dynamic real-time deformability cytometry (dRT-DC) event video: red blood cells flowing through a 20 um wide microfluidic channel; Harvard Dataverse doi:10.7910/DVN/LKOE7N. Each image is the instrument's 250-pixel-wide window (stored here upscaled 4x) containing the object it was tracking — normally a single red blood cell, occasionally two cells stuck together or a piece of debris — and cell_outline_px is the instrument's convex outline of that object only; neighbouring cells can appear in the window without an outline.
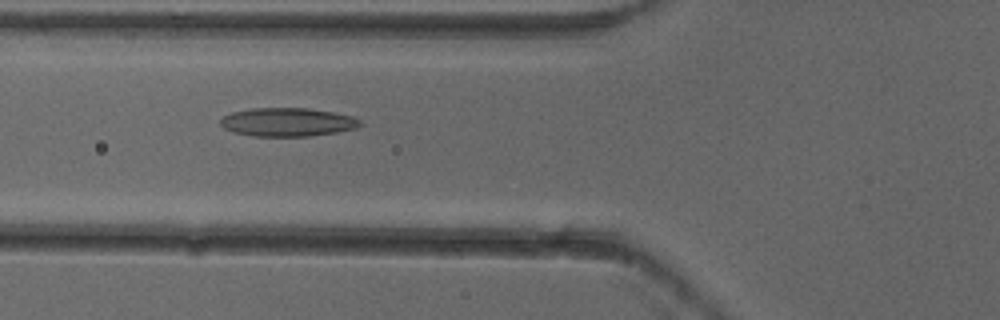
{"species": "common noctule bat (a hibernating species)", "species_latin": "Nyctalus noctula", "temperature_condition": "cold", "stored_images_in_passage": 7, "camera_frame_rate_fps": 3000, "um_per_image_px": 0.085, "animal": {"sex": "female"}, "frame": {"image": 1, "passage_image": 4, "time_ms": 1.0, "image_size_px": [1000, 320], "cell_outline_px": [[364, 124], [356, 128], [336, 132], [308, 136], [252, 136], [232, 132], [224, 128], [220, 124], [220, 120], [224, 116], [232, 112], [252, 108], [308, 108], [332, 112], [352, 116], [360, 120]], "centroid_in_image_um": [24.43, 10.38], "position_along_channel_um": 101.4, "area_um2": 23.24}}
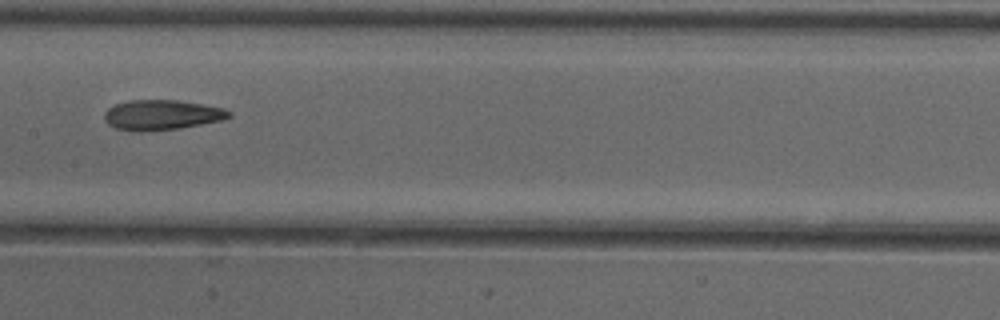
{"frame": {"image": 2, "passage_image": 6, "time_ms": 1.667, "image_size_px": [1000, 320], "cell_outline_px": [[232, 116], [220, 120], [180, 128], [140, 132], [132, 132], [116, 128], [108, 124], [104, 120], [104, 112], [108, 108], [116, 104], [128, 100], [176, 100], [224, 108], [232, 112]], "centroid_in_image_um": [13.7, 9.77], "position_along_channel_um": 193.7, "area_um2": 21.85}}
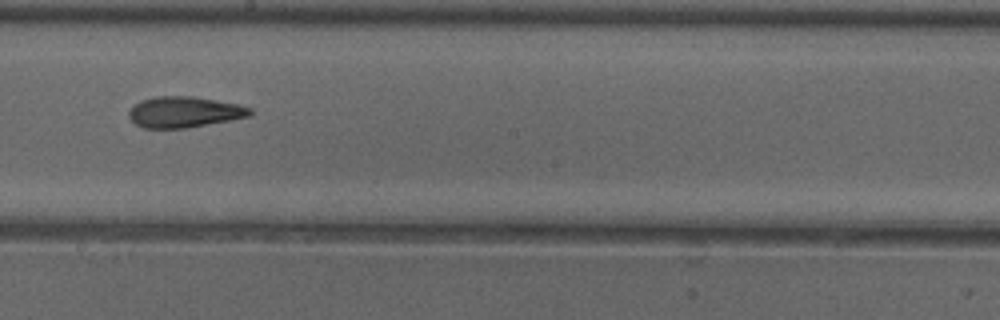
{"frame": {"image": 3, "passage_image": 7, "time_ms": 2.0, "image_size_px": [1000, 320], "cell_outline_px": [[252, 116], [184, 128], [144, 128], [136, 124], [128, 116], [128, 112], [132, 104], [140, 100], [156, 96], [192, 96], [236, 104], [252, 108]], "centroid_in_image_um": [15.62, 9.51], "position_along_channel_um": 232.6, "area_um2": 21.79}}